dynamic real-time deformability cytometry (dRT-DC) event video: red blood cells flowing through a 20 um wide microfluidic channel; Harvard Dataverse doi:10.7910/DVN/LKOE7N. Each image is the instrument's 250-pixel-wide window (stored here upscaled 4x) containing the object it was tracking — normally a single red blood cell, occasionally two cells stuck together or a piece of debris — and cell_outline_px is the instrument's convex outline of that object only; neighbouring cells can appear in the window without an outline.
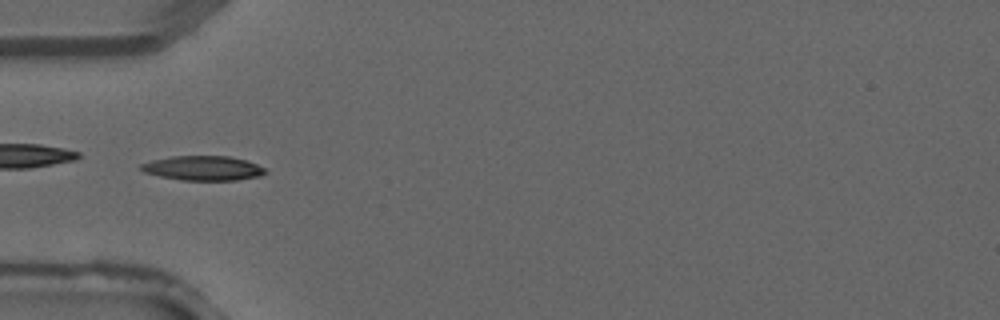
{"species": "common noctule bat (a hibernating species)", "species_latin": "Nyctalus noctula", "temperature_condition": "warm", "stored_images_in_passage": 4, "camera_frame_rate_fps": 3000, "um_per_image_px": 0.085, "animal": {"sex": "male", "forearm_length_mm": 52.5}, "frame": {"image": 1, "passage_image": 4, "time_ms": 1.0, "image_size_px": [1000, 320], "cell_outline_px": [[268, 172], [260, 176], [236, 180], [180, 180], [160, 176], [144, 172], [140, 168], [140, 164], [152, 160], [172, 156], [228, 156], [244, 160], [256, 164], [264, 168]], "centroid_in_image_um": [17.25, 14.29], "position_along_channel_um": 67.7, "area_um2": 17.69}}